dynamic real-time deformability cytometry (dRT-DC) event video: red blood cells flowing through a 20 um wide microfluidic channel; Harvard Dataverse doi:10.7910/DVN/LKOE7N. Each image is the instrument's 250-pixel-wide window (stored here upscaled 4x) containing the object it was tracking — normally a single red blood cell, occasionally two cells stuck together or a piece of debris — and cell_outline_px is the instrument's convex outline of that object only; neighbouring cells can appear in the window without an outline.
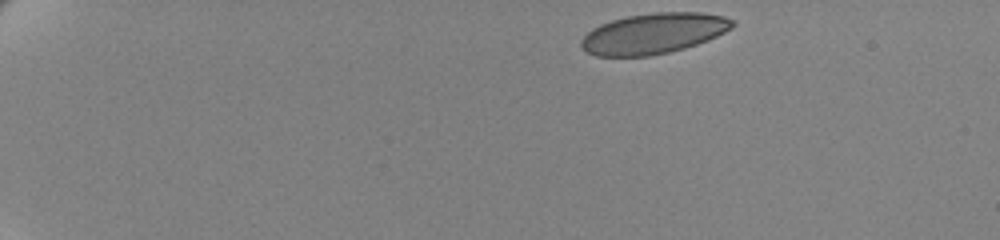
{"species": "human", "species_latin": "Homo sapiens", "temperature_condition": "cold", "stored_images_in_passage": 51, "camera_frame_rate_fps": 3000, "um_per_image_px": 0.085, "donor": {"sex": "female"}, "frame": {"image": 1, "passage_image": 1, "time_ms": 0.0, "image_size_px": [1000, 240], "cell_outline_px": [[736, 24], [732, 28], [708, 40], [684, 48], [668, 52], [648, 56], [596, 56], [588, 52], [580, 44], [580, 40], [592, 28], [600, 24], [612, 20], [628, 16], [656, 12], [700, 12], [724, 16], [732, 20]], "centroid_in_image_um": [55.55, 2.84], "position_along_channel_um": 29.4, "area_um2": 35.6}}
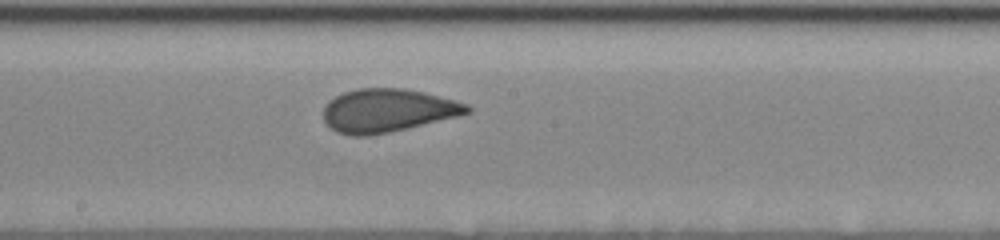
{"frame": {"image": 2, "passage_image": 27, "time_ms": 8.667, "image_size_px": [1000, 240], "cell_outline_px": [[472, 112], [456, 116], [388, 132], [368, 136], [352, 136], [336, 132], [324, 120], [324, 108], [328, 100], [344, 92], [356, 88], [404, 88], [424, 92], [456, 100], [468, 104], [472, 108]], "centroid_in_image_um": [32.94, 9.38], "position_along_channel_um": 215.3, "area_um2": 36.07}}
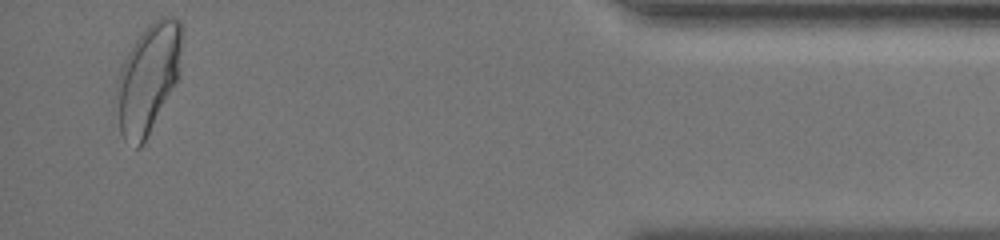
{"frame": {"image": 3, "passage_image": 49, "time_ms": 16.0, "image_size_px": [1000, 240], "cell_outline_px": [[184, 32], [176, 84], [140, 148], [136, 148], [124, 140], [120, 132], [112, 112], [120, 68], [128, 52], [140, 32], [148, 24], [160, 16], [172, 16], [180, 20], [184, 28]], "centroid_in_image_um": [12.55, 6.65], "position_along_channel_um": 422.6, "area_um2": 42.48}, "authors_computed_cell_mechanics": {"area_um2": 36.703, "velocity_mm_per_s": 3.4657, "shape_relaxation_time_tau1_ms": 4.5291, "shape_relaxation_time_tau2_ms": null, "deformation_change_tau1": 0.1378, "deformation_change_tau2": null}}